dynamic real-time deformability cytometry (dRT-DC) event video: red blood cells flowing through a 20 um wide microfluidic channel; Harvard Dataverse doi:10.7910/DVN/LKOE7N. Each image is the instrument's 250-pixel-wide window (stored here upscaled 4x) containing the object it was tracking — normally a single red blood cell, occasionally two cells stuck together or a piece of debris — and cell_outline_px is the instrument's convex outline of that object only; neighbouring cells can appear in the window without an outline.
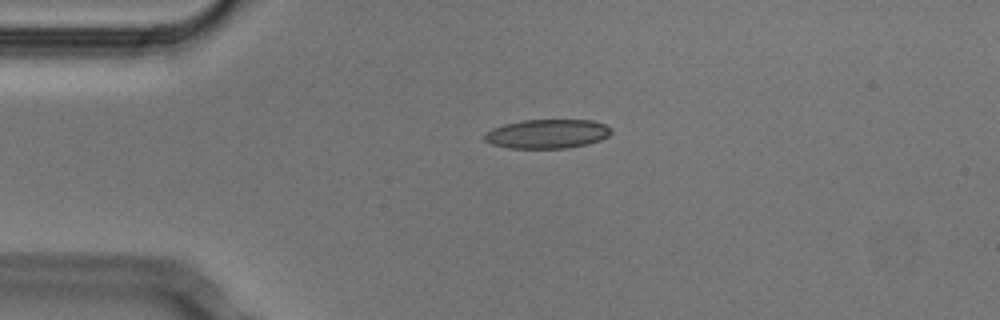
{"species": "Egyptian fruit bat (a non-hibernating species)", "species_latin": "Rousettus aegyptiacus", "temperature_condition": "cold", "stored_images_in_passage": 27, "camera_frame_rate_fps": 3000, "um_per_image_px": 0.085, "animal": {"sex": "male"}, "frame": {"image": 1, "passage_image": 1, "time_ms": 0.0, "image_size_px": [1000, 320], "cell_outline_px": [[612, 132], [608, 136], [600, 140], [588, 144], [564, 148], [508, 148], [492, 144], [484, 140], [484, 132], [492, 128], [504, 124], [524, 120], [592, 120], [604, 124], [612, 128]], "centroid_in_image_um": [46.51, 11.37], "position_along_channel_um": 38.5, "area_um2": 21.56}}
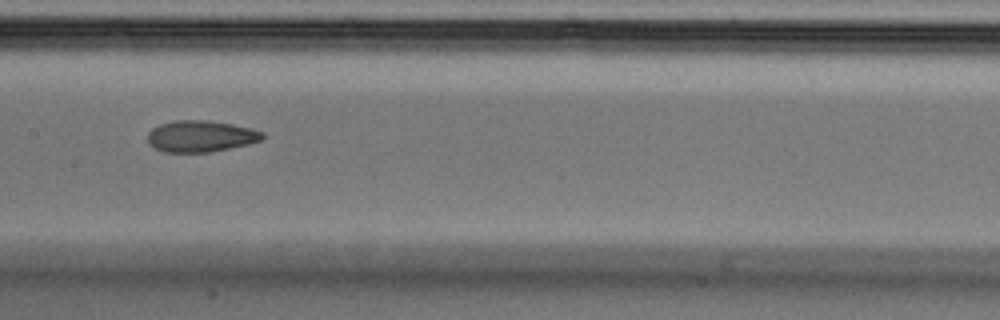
{"frame": {"image": 2, "passage_image": 15, "time_ms": 4.667, "image_size_px": [1000, 320], "cell_outline_px": [[264, 136], [260, 140], [248, 144], [208, 152], [164, 152], [148, 144], [148, 132], [152, 128], [160, 124], [176, 120], [208, 120], [232, 124], [252, 128], [264, 132]], "centroid_in_image_um": [17.05, 11.57], "position_along_channel_um": 190.4, "area_um2": 20.98}}
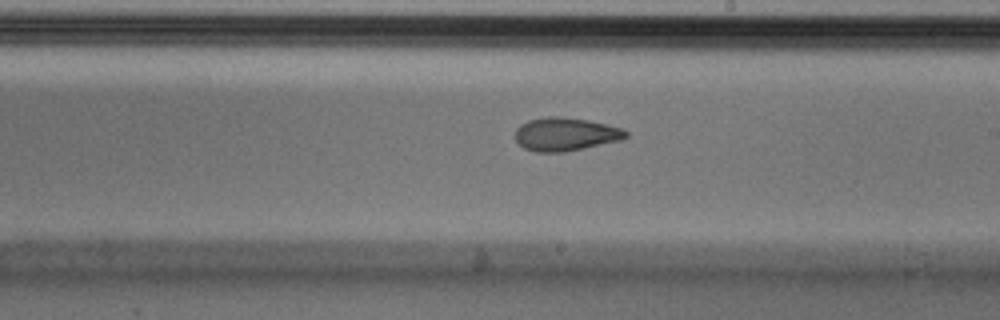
{"frame": {"image": 3, "passage_image": 19, "time_ms": 6.0, "image_size_px": [1000, 320], "cell_outline_px": [[628, 136], [620, 140], [564, 152], [536, 152], [524, 148], [516, 140], [516, 128], [520, 124], [528, 120], [548, 116], [560, 116], [588, 120], [624, 128], [628, 132]], "centroid_in_image_um": [48.07, 11.4], "position_along_channel_um": 240.9, "area_um2": 21.44}}